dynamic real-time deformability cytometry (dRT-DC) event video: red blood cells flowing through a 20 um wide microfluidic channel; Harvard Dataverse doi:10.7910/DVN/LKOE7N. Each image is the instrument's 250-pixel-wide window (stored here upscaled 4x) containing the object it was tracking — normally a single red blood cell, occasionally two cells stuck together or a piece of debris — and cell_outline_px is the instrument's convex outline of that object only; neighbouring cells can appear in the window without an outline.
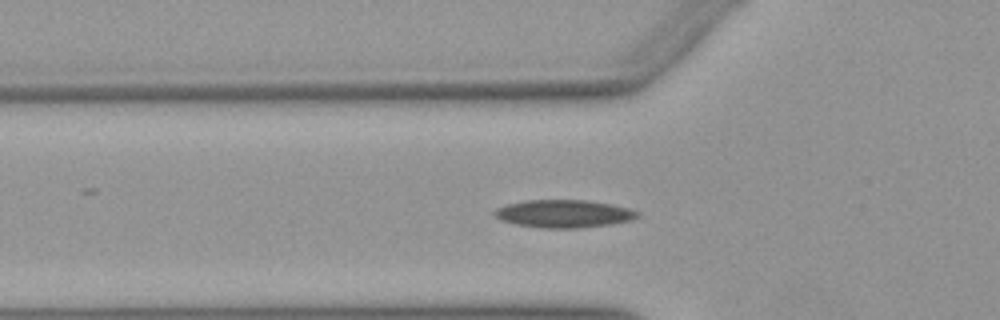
{"species": "Egyptian fruit bat (a non-hibernating species)", "species_latin": "Rousettus aegyptiacus", "temperature_condition": "warm", "stored_images_in_passage": 38, "camera_frame_rate_fps": 3000, "um_per_image_px": 0.085, "animal": {"sex": "female"}, "frame": {"image": 1, "passage_image": 10, "time_ms": 3.0, "image_size_px": [1000, 320], "cell_outline_px": [[640, 216], [632, 220], [608, 224], [580, 228], [540, 228], [516, 224], [500, 220], [492, 212], [496, 208], [508, 204], [524, 200], [588, 200], [612, 204], [628, 208], [640, 212]], "centroid_in_image_um": [47.92, 18.16], "position_along_channel_um": 77.9, "area_um2": 23.24}}
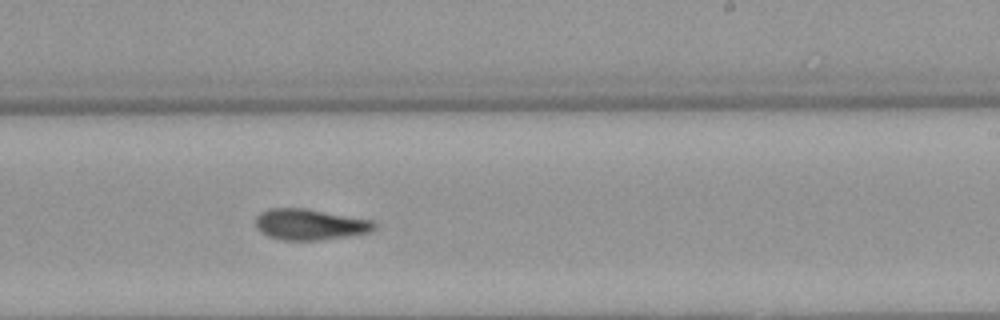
{"frame": {"image": 2, "passage_image": 24, "time_ms": 7.667, "image_size_px": [1000, 320], "cell_outline_px": [[380, 224], [372, 232], [352, 236], [316, 240], [280, 240], [268, 236], [260, 232], [256, 228], [256, 216], [260, 212], [268, 208], [304, 208], [372, 220]], "centroid_in_image_um": [26.37, 19.08], "position_along_channel_um": 262.6, "area_um2": 21.73}}
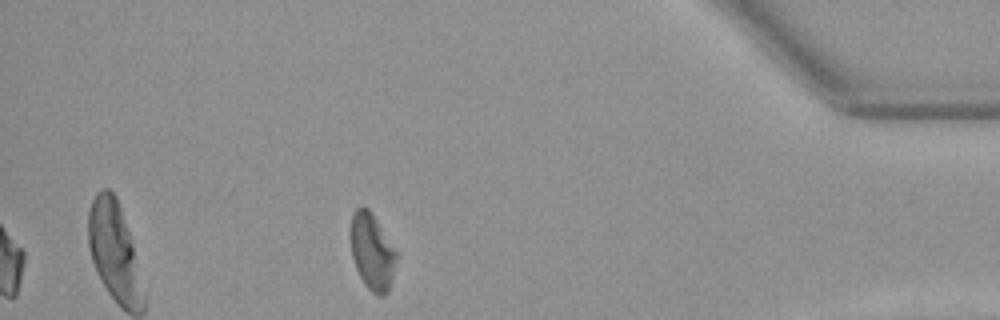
{"frame": {"image": 3, "passage_image": 38, "time_ms": 12.333, "image_size_px": [1000, 320], "cell_outline_px": [[396, 260], [388, 292], [384, 296], [380, 296], [372, 292], [364, 284], [356, 268], [352, 256], [348, 232], [352, 212], [360, 204], [368, 208], [372, 212], [396, 252]], "centroid_in_image_um": [31.57, 21.33], "position_along_channel_um": 403.6, "area_um2": 20.58}, "authors_computed_cell_mechanics": {"area_um2": 21.7617, "velocity_mm_per_s": 3.9662, "shape_relaxation_time_tau1_ms": null, "shape_relaxation_time_tau2_ms": 10.3303, "deformation_change_tau1": null, "deformation_change_tau2": 0.2032}}